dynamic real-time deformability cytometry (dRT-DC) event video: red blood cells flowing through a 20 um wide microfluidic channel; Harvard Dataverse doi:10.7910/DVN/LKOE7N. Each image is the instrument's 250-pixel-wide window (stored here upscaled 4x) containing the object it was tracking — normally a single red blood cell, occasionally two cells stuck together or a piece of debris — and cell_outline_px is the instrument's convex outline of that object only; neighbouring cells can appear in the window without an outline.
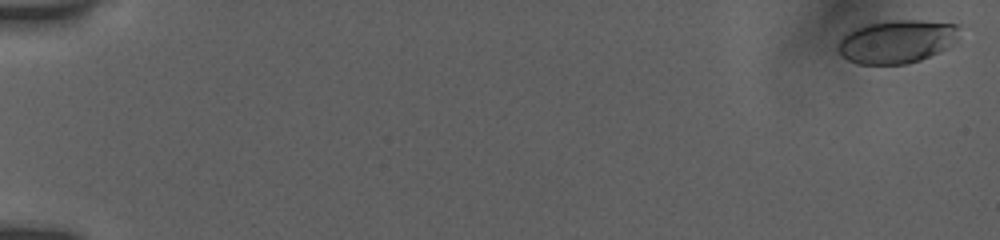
{"species": "human", "species_latin": "Homo sapiens", "temperature_condition": "room temperature", "stored_images_in_passage": 7, "camera_frame_rate_fps": 3000, "um_per_image_px": 0.085, "donor": {"sex": "female"}, "frame": {"image": 1, "passage_image": 1, "time_ms": 0.0, "image_size_px": [1000, 240], "cell_outline_px": [[960, 24], [944, 48], [940, 52], [920, 60], [904, 64], [860, 64], [848, 60], [836, 48], [836, 44], [852, 28], [868, 24], [892, 20], [920, 20]], "centroid_in_image_um": [76.12, 3.53], "position_along_channel_um": 8.9, "area_um2": 29.88}}
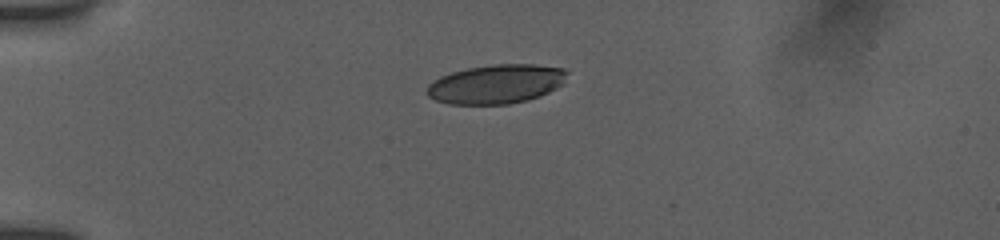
{"frame": {"image": 2, "passage_image": 6, "time_ms": 4.667, "image_size_px": [1000, 240], "cell_outline_px": [[568, 72], [564, 84], [540, 96], [528, 100], [508, 104], [448, 104], [436, 100], [428, 96], [424, 92], [428, 84], [432, 80], [440, 76], [452, 72], [468, 68], [492, 64], [536, 64], [564, 68]], "centroid_in_image_um": [42.17, 7.14], "position_along_channel_um": 42.8, "area_um2": 32.31}}